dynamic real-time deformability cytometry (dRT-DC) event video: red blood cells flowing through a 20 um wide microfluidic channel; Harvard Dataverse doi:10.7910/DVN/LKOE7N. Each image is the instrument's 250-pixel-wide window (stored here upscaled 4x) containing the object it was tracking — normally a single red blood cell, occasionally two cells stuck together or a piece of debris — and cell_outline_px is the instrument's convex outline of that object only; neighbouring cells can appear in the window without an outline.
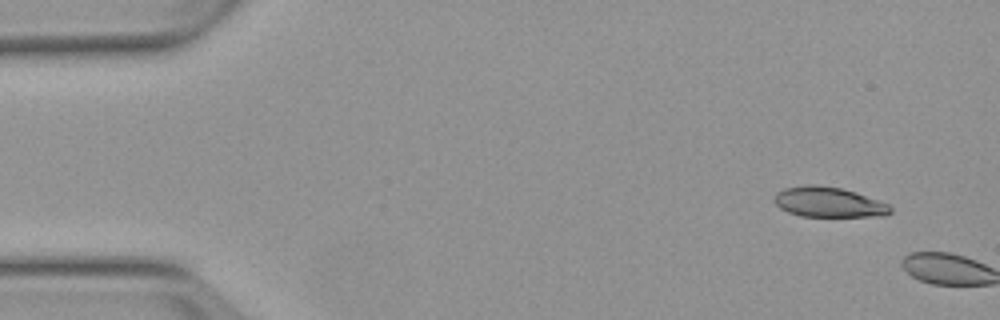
{"species": "Egyptian fruit bat (a non-hibernating species)", "species_latin": "Rousettus aegyptiacus", "temperature_condition": "warm", "stored_images_in_passage": 2, "camera_frame_rate_fps": 3000, "um_per_image_px": 0.085, "animal": {"sex": "female"}, "frame": {"image": 1, "passage_image": 1, "time_ms": 0.0, "image_size_px": [1000, 320], "cell_outline_px": [[892, 212], [884, 216], [800, 216], [788, 212], [780, 208], [772, 200], [776, 192], [784, 188], [804, 184], [820, 184], [840, 188], [856, 192], [888, 204], [892, 208]], "centroid_in_image_um": [70.39, 17.17], "position_along_channel_um": 14.6, "area_um2": 20.58}}